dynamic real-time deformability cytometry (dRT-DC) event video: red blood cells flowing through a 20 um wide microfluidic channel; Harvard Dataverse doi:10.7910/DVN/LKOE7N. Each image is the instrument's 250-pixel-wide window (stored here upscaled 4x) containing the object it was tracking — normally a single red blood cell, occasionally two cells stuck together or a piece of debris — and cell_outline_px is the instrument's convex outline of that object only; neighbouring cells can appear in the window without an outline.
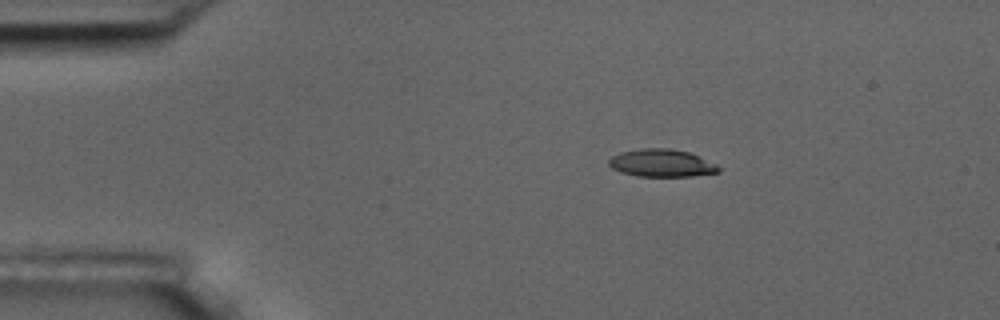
{"species": "common noctule bat (a hibernating species)", "species_latin": "Nyctalus noctula", "temperature_condition": "room temperature", "stored_images_in_passage": 4, "camera_frame_rate_fps": 3000, "um_per_image_px": 0.085, "animal": {"sex": "male", "body_mass_g": 17.5, "forearm_length_mm": 52.3}, "frame": {"image": 1, "passage_image": 2, "time_ms": 2.0, "image_size_px": [1000, 320], "cell_outline_px": [[720, 172], [692, 176], [636, 176], [620, 172], [612, 168], [608, 164], [608, 160], [612, 156], [620, 152], [640, 148], [668, 148], [688, 152], [700, 156], [716, 164], [720, 168]], "centroid_in_image_um": [56.22, 13.86], "position_along_channel_um": 28.8, "area_um2": 17.74}}
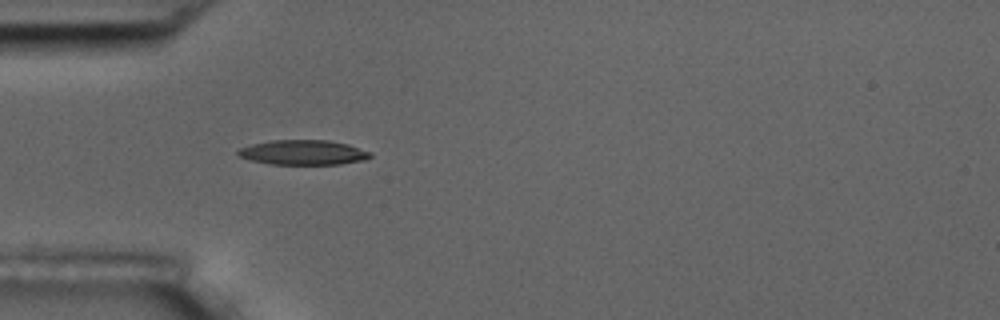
{"frame": {"image": 2, "passage_image": 4, "time_ms": 4.333, "image_size_px": [1000, 320], "cell_outline_px": [[372, 156], [364, 160], [340, 164], [272, 164], [252, 160], [240, 156], [236, 152], [240, 148], [252, 144], [272, 140], [328, 140], [348, 144], [372, 152]], "centroid_in_image_um": [25.81, 12.95], "position_along_channel_um": 59.2, "area_um2": 19.02}}